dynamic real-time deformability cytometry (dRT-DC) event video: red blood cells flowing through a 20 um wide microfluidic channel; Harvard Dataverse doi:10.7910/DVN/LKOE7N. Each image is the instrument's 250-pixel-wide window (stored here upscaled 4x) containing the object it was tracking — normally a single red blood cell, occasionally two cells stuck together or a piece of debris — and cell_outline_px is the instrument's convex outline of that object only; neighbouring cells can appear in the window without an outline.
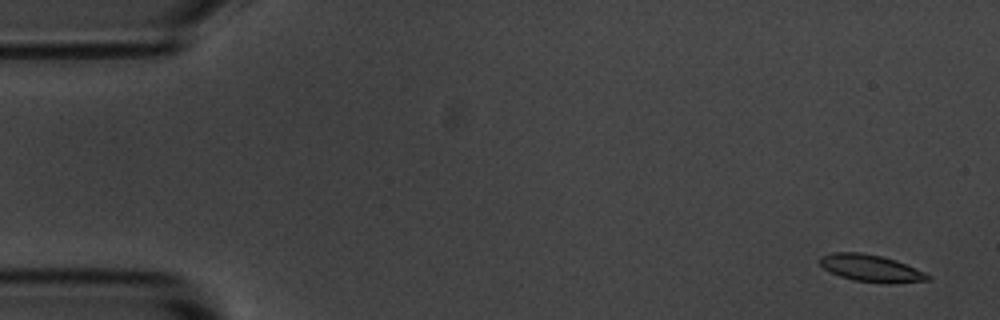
{"species": "common noctule bat (a hibernating species)", "species_latin": "Nyctalus noctula", "temperature_condition": "room temperature", "stored_images_in_passage": 4, "camera_frame_rate_fps": 3000, "um_per_image_px": 0.085, "animal": {"sex": "male", "body_mass_g": 20.1, "forearm_length_mm": 53.5}, "frame": {"image": 1, "passage_image": 1, "time_ms": 0.0, "image_size_px": [1000, 320], "cell_outline_px": [[932, 280], [888, 284], [852, 280], [840, 276], [824, 268], [820, 264], [820, 256], [832, 252], [860, 252], [880, 256], [896, 260], [924, 272], [932, 276]], "centroid_in_image_um": [74.06, 22.81], "position_along_channel_um": 10.9, "area_um2": 17.05}}